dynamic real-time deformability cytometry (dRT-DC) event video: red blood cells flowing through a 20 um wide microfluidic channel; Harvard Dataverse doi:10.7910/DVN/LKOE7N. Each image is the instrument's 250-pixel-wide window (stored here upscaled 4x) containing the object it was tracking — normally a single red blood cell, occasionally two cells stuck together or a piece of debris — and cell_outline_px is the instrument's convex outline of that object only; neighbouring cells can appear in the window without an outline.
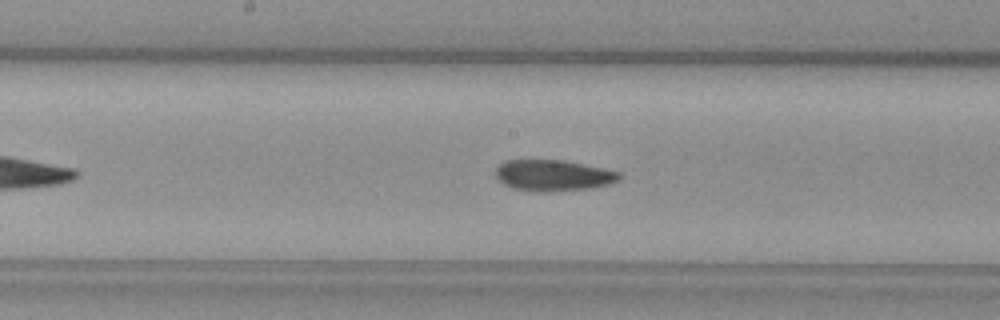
{"species": "common noctule bat (a hibernating species)", "species_latin": "Nyctalus noctula", "temperature_condition": "warm", "stored_images_in_passage": 37, "camera_frame_rate_fps": 3000, "um_per_image_px": 0.085, "animal": {"sex": "female", "body_mass_g": 29.2, "forearm_length_mm": 56.3}, "frame": {"image": 1, "passage_image": 16, "time_ms": 5.0, "image_size_px": [1000, 320], "cell_outline_px": [[624, 176], [620, 180], [608, 184], [592, 188], [552, 192], [540, 192], [512, 188], [496, 180], [496, 168], [504, 160], [564, 160], [604, 168], [620, 172]], "centroid_in_image_um": [47.04, 14.91], "position_along_channel_um": 201.2, "area_um2": 22.77}}
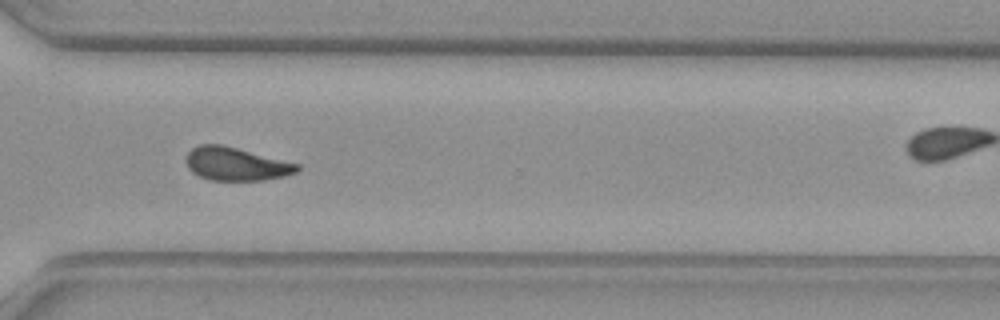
{"frame": {"image": 2, "passage_image": 27, "time_ms": 8.667, "image_size_px": [1000, 320], "cell_outline_px": [[300, 168], [296, 172], [284, 176], [264, 180], [208, 180], [192, 172], [188, 168], [184, 160], [188, 152], [192, 148], [200, 144], [220, 144], [300, 164]], "centroid_in_image_um": [20.03, 13.94], "position_along_channel_um": 350.6, "area_um2": 21.44}}